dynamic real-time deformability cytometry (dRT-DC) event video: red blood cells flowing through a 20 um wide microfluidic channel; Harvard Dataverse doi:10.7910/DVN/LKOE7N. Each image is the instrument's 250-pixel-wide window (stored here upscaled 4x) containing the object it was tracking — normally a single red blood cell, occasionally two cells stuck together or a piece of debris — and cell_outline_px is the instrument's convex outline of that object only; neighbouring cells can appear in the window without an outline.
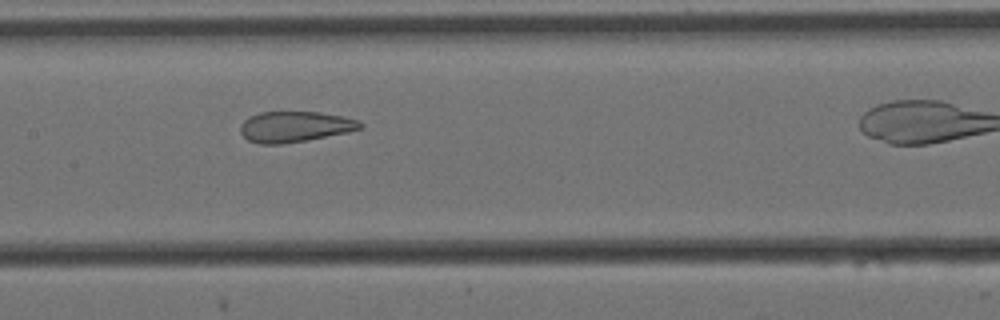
{"species": "Egyptian fruit bat (a non-hibernating species)", "species_latin": "Rousettus aegyptiacus", "temperature_condition": "cold", "stored_images_in_passage": 7, "camera_frame_rate_fps": 3000, "um_per_image_px": 0.085, "animal": {"sex": "female"}, "frame": {"image": 1, "passage_image": 5, "time_ms": 1.333, "image_size_px": [1000, 320], "cell_outline_px": [[364, 128], [348, 132], [304, 140], [280, 144], [260, 144], [248, 140], [240, 132], [240, 124], [248, 116], [260, 112], [320, 112], [360, 120], [364, 124]], "centroid_in_image_um": [25.06, 10.76], "position_along_channel_um": 182.3, "area_um2": 21.44}}
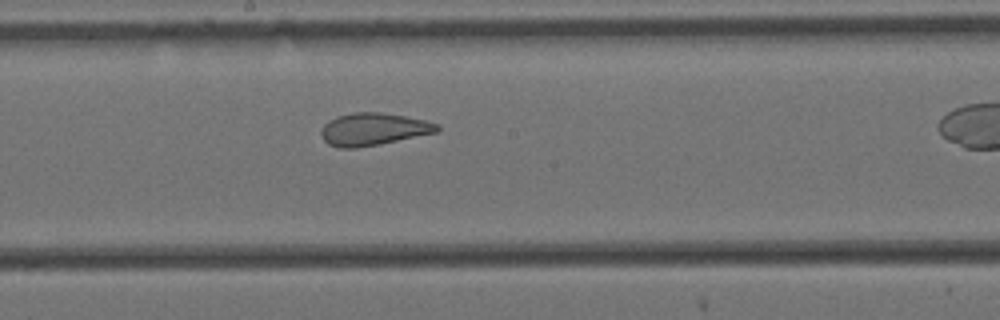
{"frame": {"image": 2, "passage_image": 6, "time_ms": 1.667, "image_size_px": [1000, 320], "cell_outline_px": [[440, 128], [436, 132], [380, 144], [356, 148], [340, 148], [328, 144], [324, 140], [320, 132], [324, 124], [328, 120], [336, 116], [356, 112], [380, 112], [404, 116], [424, 120], [440, 124]], "centroid_in_image_um": [31.71, 10.98], "position_along_channel_um": 216.5, "area_um2": 21.85}}